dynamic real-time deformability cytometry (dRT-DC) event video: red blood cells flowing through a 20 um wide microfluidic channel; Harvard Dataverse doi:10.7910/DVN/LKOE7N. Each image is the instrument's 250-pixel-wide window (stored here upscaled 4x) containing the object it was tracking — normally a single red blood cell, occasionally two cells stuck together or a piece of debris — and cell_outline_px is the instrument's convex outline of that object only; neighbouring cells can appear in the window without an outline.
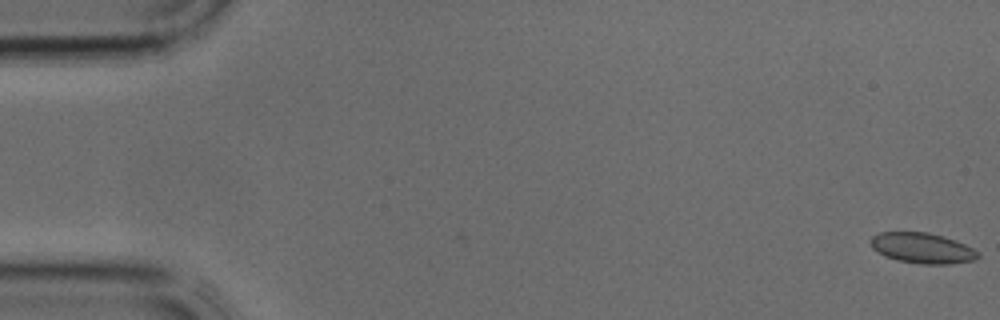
{"species": "common noctule bat (a hibernating species)", "species_latin": "Nyctalus noctula", "temperature_condition": "cold", "stored_images_in_passage": 40, "camera_frame_rate_fps": 3000, "um_per_image_px": 0.085, "animal": {"sex": "male", "body_mass_g": 17.9, "forearm_length_mm": 54.2}, "frame": {"image": 1, "passage_image": 1, "time_ms": 0.0, "image_size_px": [1000, 320], "cell_outline_px": [[980, 256], [976, 260], [948, 264], [920, 264], [896, 260], [884, 256], [872, 248], [868, 240], [872, 236], [880, 232], [928, 232], [944, 236], [956, 240], [980, 252]], "centroid_in_image_um": [78.39, 21.09], "position_along_channel_um": 6.6, "area_um2": 19.36}}
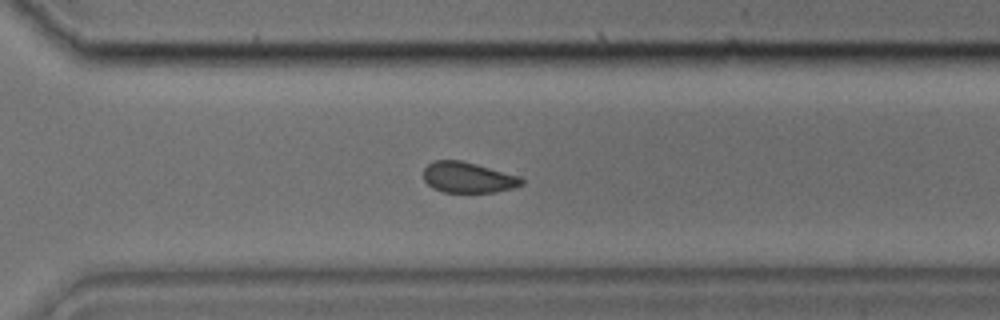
{"frame": {"image": 2, "passage_image": 28, "time_ms": 9.0, "image_size_px": [1000, 320], "cell_outline_px": [[524, 184], [512, 188], [496, 192], [444, 192], [432, 188], [424, 180], [424, 168], [432, 160], [460, 160], [476, 164], [520, 176], [524, 180]], "centroid_in_image_um": [39.78, 15.08], "position_along_channel_um": 330.8, "area_um2": 17.57}}
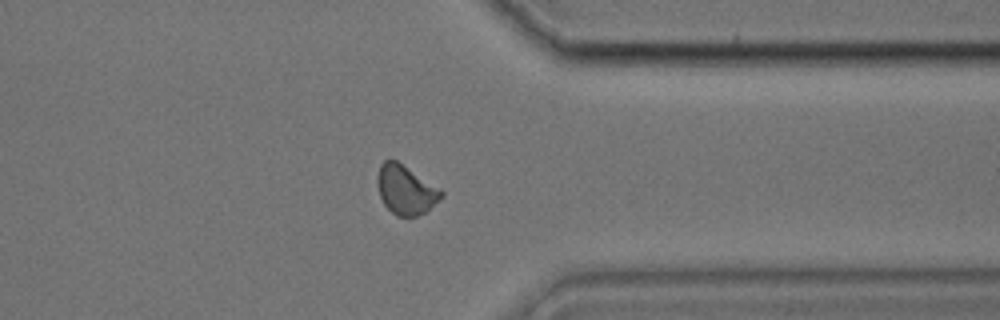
{"frame": {"image": 3, "passage_image": 31, "time_ms": 10.0, "image_size_px": [1000, 320], "cell_outline_px": [[444, 196], [424, 212], [416, 216], [396, 216], [384, 204], [380, 196], [376, 180], [380, 164], [384, 160], [396, 160], [440, 188], [444, 192]], "centroid_in_image_um": [34.48, 16.12], "position_along_channel_um": 376.9, "area_um2": 18.15}}